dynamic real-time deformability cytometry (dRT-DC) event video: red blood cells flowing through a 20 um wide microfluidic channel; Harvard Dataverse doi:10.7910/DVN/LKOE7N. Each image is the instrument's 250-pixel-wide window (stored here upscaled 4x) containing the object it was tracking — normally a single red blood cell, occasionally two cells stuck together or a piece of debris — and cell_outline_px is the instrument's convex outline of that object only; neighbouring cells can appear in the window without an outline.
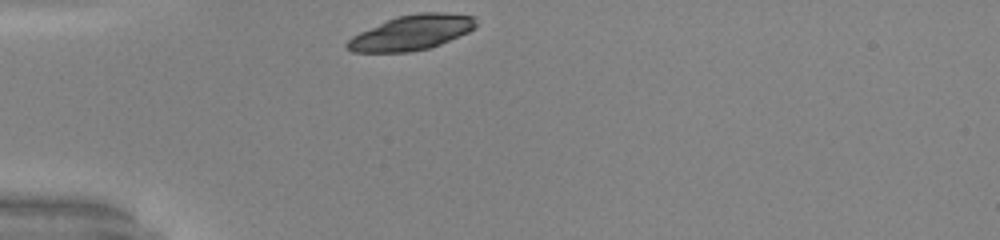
{"species": "common noctule bat (a hibernating species)", "species_latin": "Nyctalus noctula", "temperature_condition": "warm", "stored_images_in_passage": 28, "camera_frame_rate_fps": 3000, "um_per_image_px": 0.085, "animal": {"sex": "male", "body_mass_g": 20.0, "forearm_length_mm": 53.3}, "frame": {"image": 1, "passage_image": 1, "time_ms": 0.0, "image_size_px": [1000, 240], "cell_outline_px": [[476, 24], [468, 32], [440, 44], [428, 48], [408, 52], [352, 52], [344, 44], [352, 36], [360, 32], [396, 16], [420, 12], [440, 12], [476, 16]], "centroid_in_image_um": [34.97, 2.76], "position_along_channel_um": 50.0, "area_um2": 26.01}}
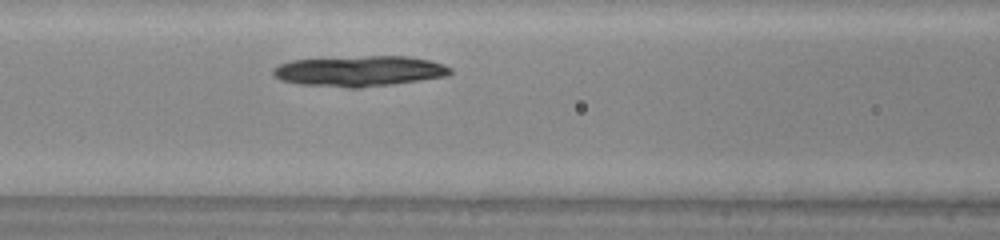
{"frame": {"image": 2, "passage_image": 9, "time_ms": 2.667, "image_size_px": [1000, 240], "cell_outline_px": [[452, 72], [448, 76], [392, 84], [360, 88], [348, 88], [300, 84], [280, 80], [272, 72], [272, 68], [280, 64], [292, 60], [364, 56], [408, 56], [428, 60], [444, 64], [452, 68]], "centroid_in_image_um": [30.57, 6.04], "position_along_channel_um": 136.0, "area_um2": 31.56}}